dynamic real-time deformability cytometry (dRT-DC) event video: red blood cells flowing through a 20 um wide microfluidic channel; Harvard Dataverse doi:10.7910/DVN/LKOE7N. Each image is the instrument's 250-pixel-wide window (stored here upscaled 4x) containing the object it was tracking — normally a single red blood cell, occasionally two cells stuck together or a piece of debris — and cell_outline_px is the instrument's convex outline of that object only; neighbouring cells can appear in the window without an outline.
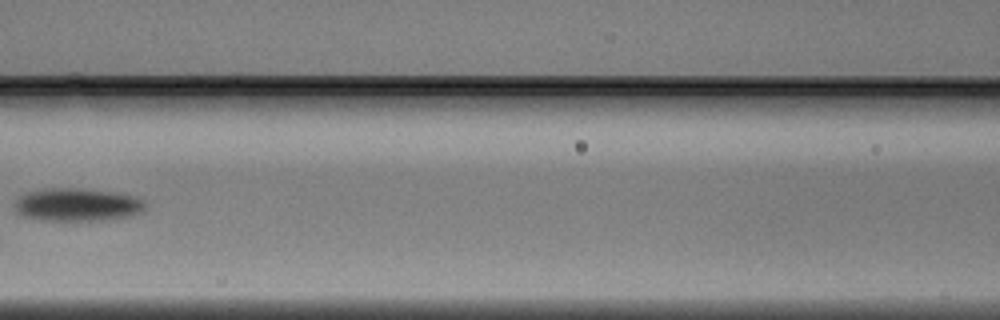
{"species": "Egyptian fruit bat (a non-hibernating species)", "species_latin": "Rousettus aegyptiacus", "temperature_condition": "warm", "stored_images_in_passage": 5, "camera_frame_rate_fps": 3000, "um_per_image_px": 0.085, "animal": {"sex": "male"}, "frame": {"image": 1, "passage_image": 5, "time_ms": 1.333, "image_size_px": [1000, 320], "cell_outline_px": [[144, 208], [140, 212], [132, 216], [108, 220], [40, 220], [24, 216], [16, 212], [12, 208], [12, 204], [20, 196], [28, 192], [52, 188], [72, 188], [108, 192], [132, 196], [144, 200]], "centroid_in_image_um": [6.51, 17.42], "position_along_channel_um": 160.1, "area_um2": 24.85}}